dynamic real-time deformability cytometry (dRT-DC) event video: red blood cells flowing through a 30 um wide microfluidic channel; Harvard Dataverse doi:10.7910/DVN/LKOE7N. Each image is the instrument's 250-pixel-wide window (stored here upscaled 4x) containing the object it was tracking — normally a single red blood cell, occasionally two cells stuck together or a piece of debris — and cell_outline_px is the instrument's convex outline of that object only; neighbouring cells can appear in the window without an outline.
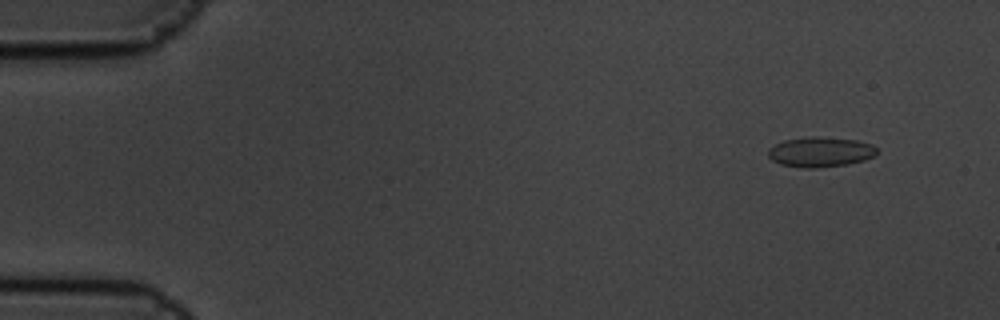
{"species": "common noctule bat (a hibernating species)", "species_latin": "Nyctalus noctula", "temperature_condition": "cold", "stored_images_in_passage": 5, "camera_frame_rate_fps": 3000, "um_per_image_px": 0.085, "animal": {"sex": "male", "body_mass_g": 19.5, "forearm_length_mm": 54.6}, "frame": {"image": 1, "passage_image": 2, "time_ms": 0.333, "image_size_px": [1000, 320], "cell_outline_px": [[876, 156], [864, 160], [848, 164], [816, 168], [804, 168], [780, 164], [772, 160], [768, 156], [768, 148], [784, 140], [808, 136], [816, 136], [856, 140], [872, 144], [876, 148]], "centroid_in_image_um": [69.72, 12.91], "position_along_channel_um": 15.3, "area_um2": 19.13}}
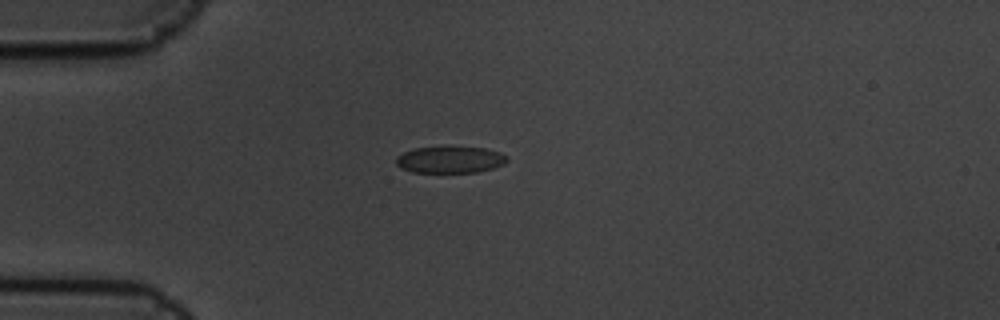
{"frame": {"image": 2, "passage_image": 5, "time_ms": 1.333, "image_size_px": [1000, 320], "cell_outline_px": [[508, 160], [504, 164], [492, 168], [476, 172], [412, 172], [400, 168], [396, 164], [396, 156], [412, 148], [484, 148], [500, 152]], "centroid_in_image_um": [38.21, 13.59], "position_along_channel_um": 46.8, "area_um2": 16.88}}